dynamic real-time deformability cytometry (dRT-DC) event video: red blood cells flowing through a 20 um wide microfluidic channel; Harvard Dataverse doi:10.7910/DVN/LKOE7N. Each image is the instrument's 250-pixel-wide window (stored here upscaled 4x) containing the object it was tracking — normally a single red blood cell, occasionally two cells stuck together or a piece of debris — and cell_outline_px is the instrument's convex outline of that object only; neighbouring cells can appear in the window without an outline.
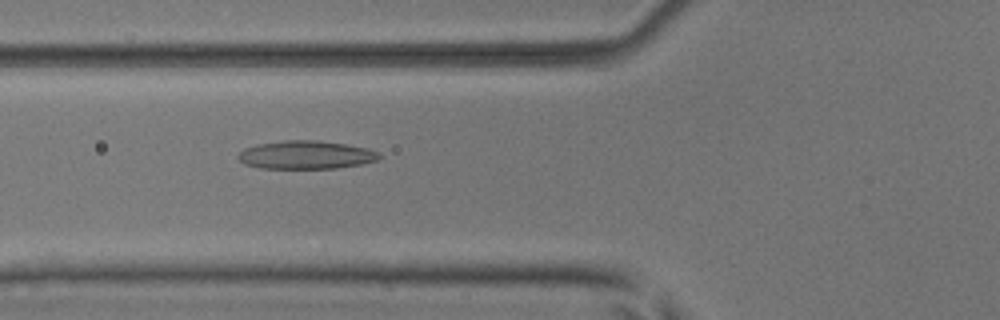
{"species": "common noctule bat (a hibernating species)", "species_latin": "Nyctalus noctula", "temperature_condition": "room temperature", "stored_images_in_passage": 38, "camera_frame_rate_fps": 3000, "um_per_image_px": 0.085, "animal": {"sex": "male", "body_mass_g": 17.9, "forearm_length_mm": 54.2}, "frame": {"image": 1, "passage_image": 6, "time_ms": 1.667, "image_size_px": [1000, 320], "cell_outline_px": [[380, 156], [376, 160], [364, 164], [336, 168], [260, 168], [244, 164], [236, 156], [244, 148], [256, 144], [284, 140], [320, 140], [368, 148], [380, 152]], "centroid_in_image_um": [26.0, 13.16], "position_along_channel_um": 99.8, "area_um2": 23.35}}
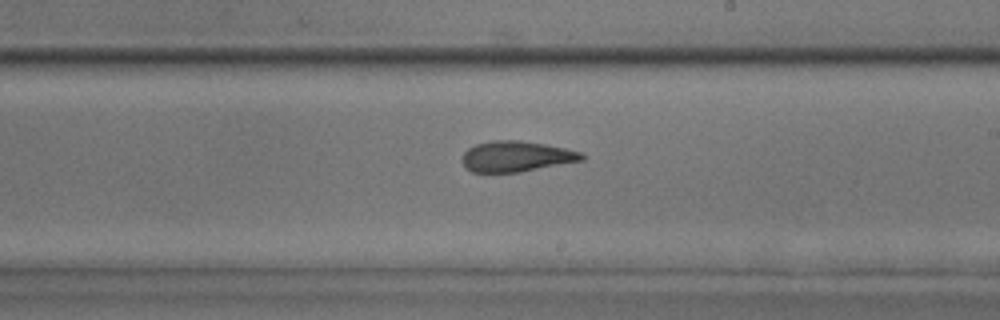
{"frame": {"image": 2, "passage_image": 17, "time_ms": 5.333, "image_size_px": [1000, 320], "cell_outline_px": [[584, 160], [520, 172], [472, 172], [464, 168], [464, 152], [468, 148], [476, 144], [492, 140], [520, 140], [544, 144], [584, 152]], "centroid_in_image_um": [43.9, 13.29], "position_along_channel_um": 245.1, "area_um2": 21.33}}
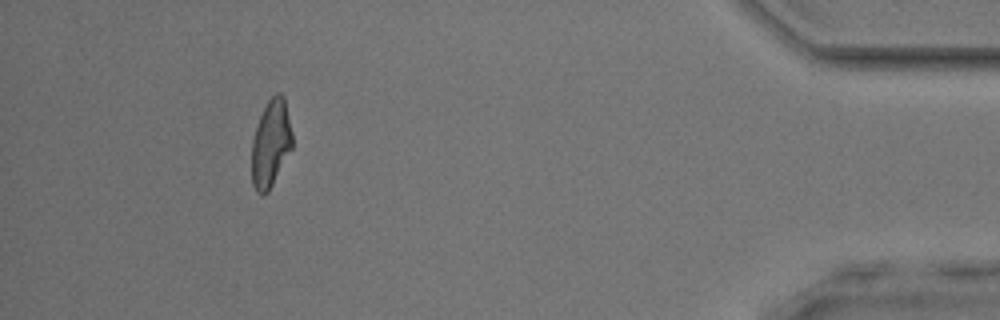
{"frame": {"image": 3, "passage_image": 34, "time_ms": 11.0, "image_size_px": [1000, 320], "cell_outline_px": [[292, 148], [268, 192], [264, 196], [260, 196], [256, 192], [252, 184], [252, 140], [260, 116], [268, 100], [276, 92], [280, 92], [284, 96], [292, 132]], "centroid_in_image_um": [23.01, 12.22], "position_along_channel_um": 412.2, "area_um2": 20.63}, "authors_computed_cell_mechanics": {"area_um2": 21.7328, "velocity_mm_per_s": 3.9758, "shape_relaxation_time_tau1_ms": 9.3293, "shape_relaxation_time_tau2_ms": 2.9557, "deformation_change_tau1": 0.2238, "deformation_change_tau2": 0.1121}}